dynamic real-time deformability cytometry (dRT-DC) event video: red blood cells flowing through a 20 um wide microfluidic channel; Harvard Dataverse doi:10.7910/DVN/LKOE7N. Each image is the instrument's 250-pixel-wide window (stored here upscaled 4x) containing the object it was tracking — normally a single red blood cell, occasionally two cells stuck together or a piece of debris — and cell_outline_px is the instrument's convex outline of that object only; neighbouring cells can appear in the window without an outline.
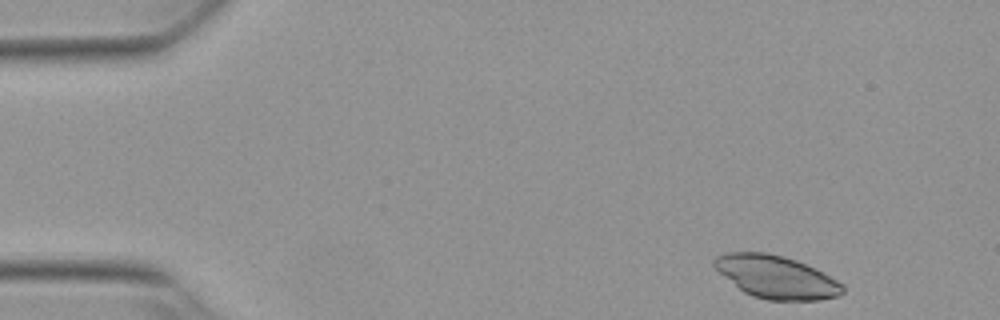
{"species": "Egyptian fruit bat (a non-hibernating species)", "species_latin": "Rousettus aegyptiacus", "temperature_condition": "warm", "stored_images_in_passage": 50, "camera_frame_rate_fps": 3000, "um_per_image_px": 0.085, "animal": {"sex": "female"}, "frame": {"image": 1, "passage_image": 2, "time_ms": 0.333, "image_size_px": [1000, 320], "cell_outline_px": [[844, 292], [836, 296], [816, 300], [768, 300], [752, 296], [744, 292], [720, 272], [712, 264], [712, 260], [716, 256], [728, 252], [768, 252], [784, 256], [796, 260], [824, 272], [844, 284]], "centroid_in_image_um": [65.99, 23.53], "position_along_channel_um": 19.0, "area_um2": 31.91}}
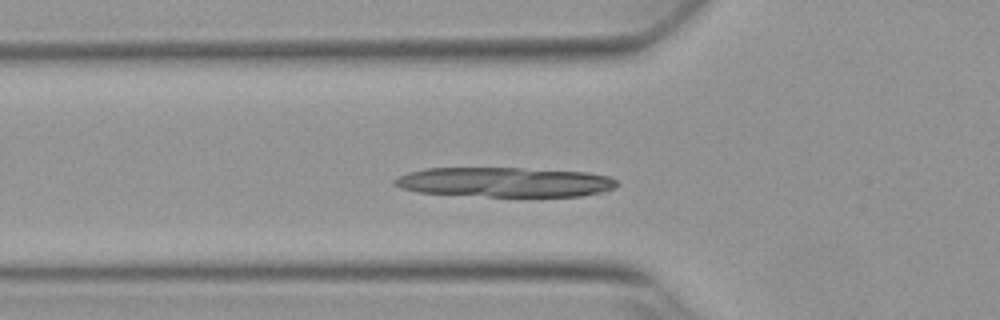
{"frame": {"image": 2, "passage_image": 15, "time_ms": 4.667, "image_size_px": [1000, 320], "cell_outline_px": [[620, 184], [616, 188], [604, 192], [580, 196], [488, 196], [420, 192], [400, 188], [392, 184], [392, 180], [408, 172], [424, 168], [520, 168], [588, 172], [608, 176], [616, 180]], "centroid_in_image_um": [42.94, 15.47], "position_along_channel_um": 82.9, "area_um2": 38.55}}
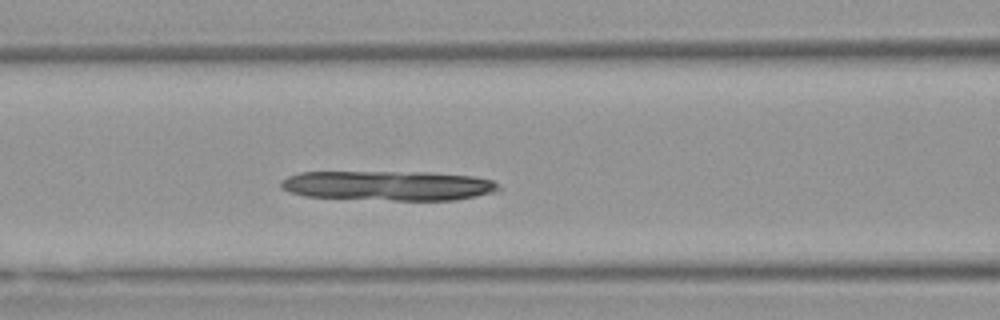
{"frame": {"image": 3, "passage_image": 19, "time_ms": 6.0, "image_size_px": [1000, 320], "cell_outline_px": [[504, 188], [500, 192], [456, 200], [392, 200], [304, 196], [288, 192], [280, 188], [280, 184], [288, 176], [300, 172], [432, 172], [472, 176], [492, 180]], "centroid_in_image_um": [33.08, 15.78], "position_along_channel_um": 133.5, "area_um2": 38.09}}